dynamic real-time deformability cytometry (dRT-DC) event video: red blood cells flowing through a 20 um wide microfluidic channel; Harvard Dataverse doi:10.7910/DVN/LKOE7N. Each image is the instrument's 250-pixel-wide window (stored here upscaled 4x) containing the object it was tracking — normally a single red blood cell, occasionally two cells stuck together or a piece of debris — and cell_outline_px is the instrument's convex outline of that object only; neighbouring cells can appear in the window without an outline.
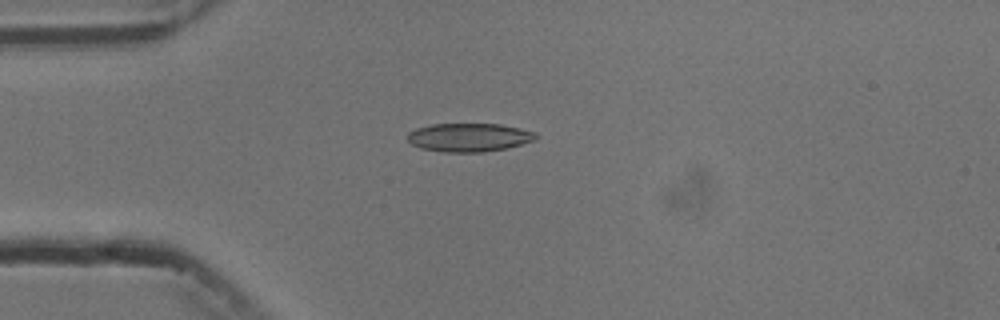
{"species": "common noctule bat (a hibernating species)", "species_latin": "Nyctalus noctula", "temperature_condition": "cold", "stored_images_in_passage": 7, "camera_frame_rate_fps": 3000, "um_per_image_px": 0.085, "animal": {"sex": "male", "body_mass_g": 13.3}, "frame": {"image": 1, "passage_image": 4, "time_ms": 4.333, "image_size_px": [1000, 320], "cell_outline_px": [[536, 140], [508, 148], [484, 152], [444, 152], [420, 148], [412, 144], [408, 140], [408, 132], [416, 128], [432, 124], [500, 124], [520, 128], [536, 132]], "centroid_in_image_um": [39.88, 11.68], "position_along_channel_um": 45.1, "area_um2": 21.39}}
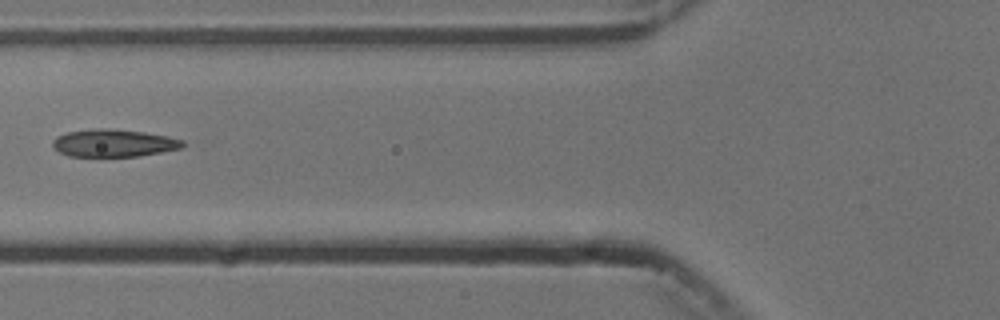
{"frame": {"image": 2, "passage_image": 6, "time_ms": 6.667, "image_size_px": [1000, 320], "cell_outline_px": [[188, 144], [180, 148], [140, 156], [68, 156], [52, 148], [52, 140], [56, 136], [68, 132], [96, 128], [108, 128], [144, 132], [168, 136], [184, 140]], "centroid_in_image_um": [9.66, 12.15], "position_along_channel_um": 116.1, "area_um2": 20.98}}
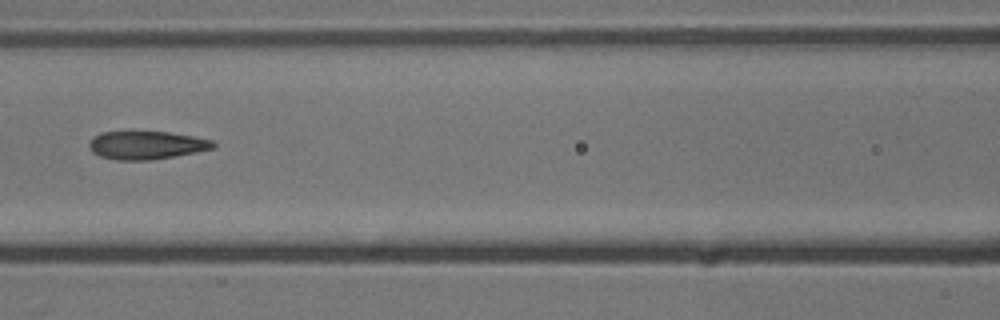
{"frame": {"image": 3, "passage_image": 7, "time_ms": 7.667, "image_size_px": [1000, 320], "cell_outline_px": [[216, 148], [196, 152], [148, 160], [116, 160], [100, 156], [92, 152], [88, 148], [88, 144], [100, 132], [168, 132], [192, 136], [212, 140], [216, 144]], "centroid_in_image_um": [12.45, 12.34], "position_along_channel_um": 154.2, "area_um2": 20.17}}